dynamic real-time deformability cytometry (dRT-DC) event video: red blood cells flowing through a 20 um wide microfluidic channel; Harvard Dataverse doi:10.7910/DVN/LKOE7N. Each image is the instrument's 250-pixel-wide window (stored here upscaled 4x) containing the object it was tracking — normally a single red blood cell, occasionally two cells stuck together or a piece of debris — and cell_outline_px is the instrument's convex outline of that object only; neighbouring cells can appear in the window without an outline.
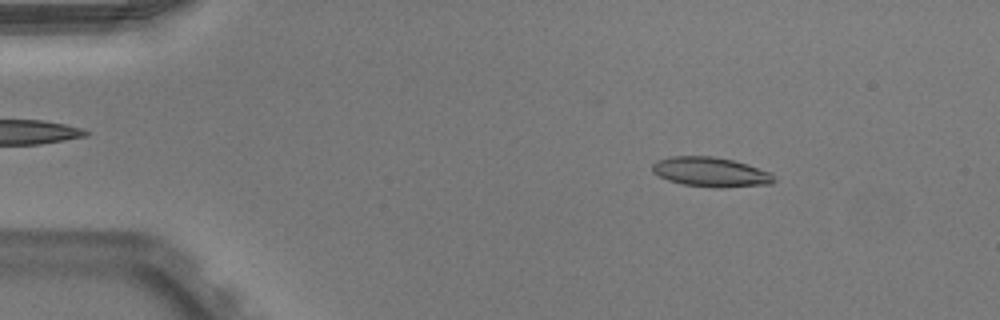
{"species": "Egyptian fruit bat (a non-hibernating species)", "species_latin": "Rousettus aegyptiacus", "temperature_condition": "warm", "stored_images_in_passage": 50, "camera_frame_rate_fps": 3000, "um_per_image_px": 0.085, "animal": {"sex": "male"}, "frame": {"image": 1, "passage_image": 7, "time_ms": 2.0, "image_size_px": [1000, 320], "cell_outline_px": [[776, 180], [772, 184], [720, 188], [716, 188], [684, 184], [668, 180], [652, 172], [652, 164], [656, 160], [668, 156], [712, 156], [732, 160], [748, 164], [772, 172]], "centroid_in_image_um": [60.43, 14.62], "position_along_channel_um": 24.6, "area_um2": 21.21}}
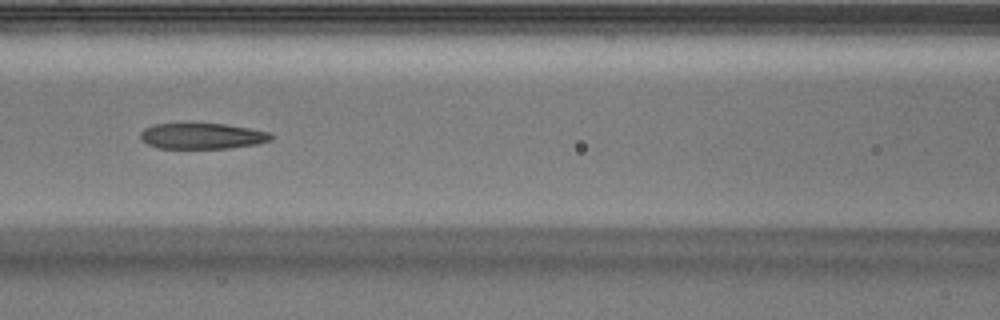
{"frame": {"image": 2, "passage_image": 22, "time_ms": 7.0, "image_size_px": [1000, 320], "cell_outline_px": [[272, 136], [268, 140], [256, 144], [228, 148], [160, 148], [148, 144], [140, 140], [140, 132], [144, 128], [156, 124], [224, 124], [248, 128], [268, 132]], "centroid_in_image_um": [17.12, 11.56], "position_along_channel_um": 149.5, "area_um2": 19.31}}
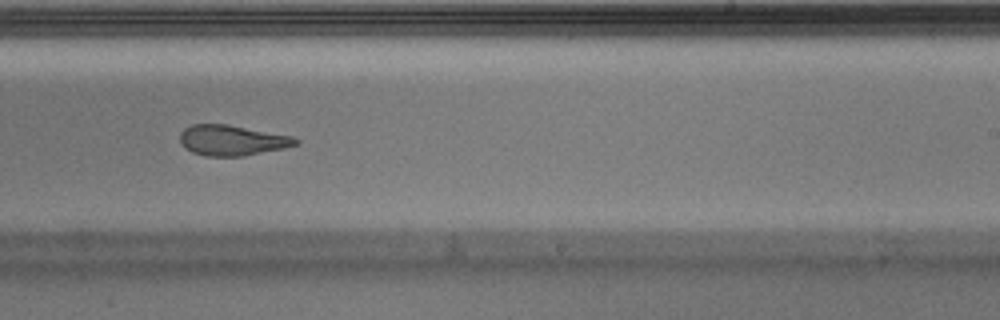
{"frame": {"image": 3, "passage_image": 31, "time_ms": 10.0, "image_size_px": [1000, 320], "cell_outline_px": [[300, 140], [296, 144], [284, 148], [244, 156], [208, 156], [192, 152], [184, 148], [180, 140], [180, 132], [184, 128], [192, 124], [228, 124], [292, 136]], "centroid_in_image_um": [19.7, 11.92], "position_along_channel_um": 269.3, "area_um2": 20.52}, "authors_computed_cell_mechanics": {"area_um2": 21.0103, "velocity_mm_per_s": 4.0037, "shape_relaxation_time_tau1_ms": null, "shape_relaxation_time_tau2_ms": 3.1032, "deformation_change_tau1": null, "deformation_change_tau2": 0.1189}}